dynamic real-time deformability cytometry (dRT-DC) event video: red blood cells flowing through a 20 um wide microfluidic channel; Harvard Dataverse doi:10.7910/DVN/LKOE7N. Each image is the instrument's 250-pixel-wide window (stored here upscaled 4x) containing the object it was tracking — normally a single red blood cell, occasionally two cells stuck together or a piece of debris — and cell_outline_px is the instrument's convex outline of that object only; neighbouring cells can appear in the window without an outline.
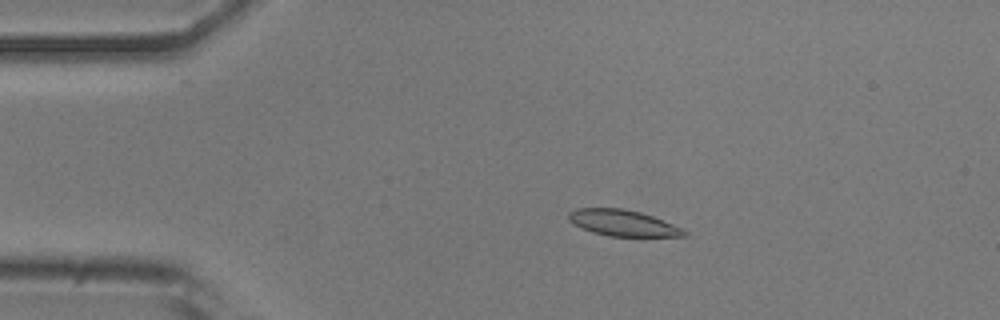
{"species": "common noctule bat (a hibernating species)", "species_latin": "Nyctalus noctula", "temperature_condition": "room temperature", "stored_images_in_passage": 52, "camera_frame_rate_fps": 3000, "um_per_image_px": 0.085, "animal": {"sex": "male", "body_mass_g": 20.5, "forearm_length_mm": 52.5}, "frame": {"image": 1, "passage_image": 10, "time_ms": 3.0, "image_size_px": [1000, 320], "cell_outline_px": [[688, 236], [608, 236], [592, 232], [568, 220], [568, 212], [576, 208], [620, 208], [640, 212], [652, 216], [684, 228], [688, 232]], "centroid_in_image_um": [52.97, 18.95], "position_along_channel_um": 32.0, "area_um2": 17.51}}
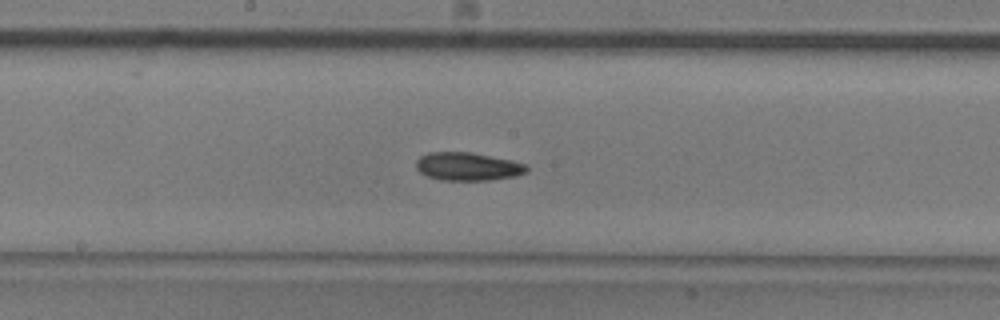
{"frame": {"image": 2, "passage_image": 27, "time_ms": 8.667, "image_size_px": [1000, 320], "cell_outline_px": [[528, 172], [516, 176], [492, 180], [440, 180], [428, 176], [420, 172], [416, 168], [416, 160], [420, 156], [428, 152], [468, 152], [512, 160], [524, 164], [528, 168]], "centroid_in_image_um": [39.75, 14.16], "position_along_channel_um": 208.4, "area_um2": 18.15}}
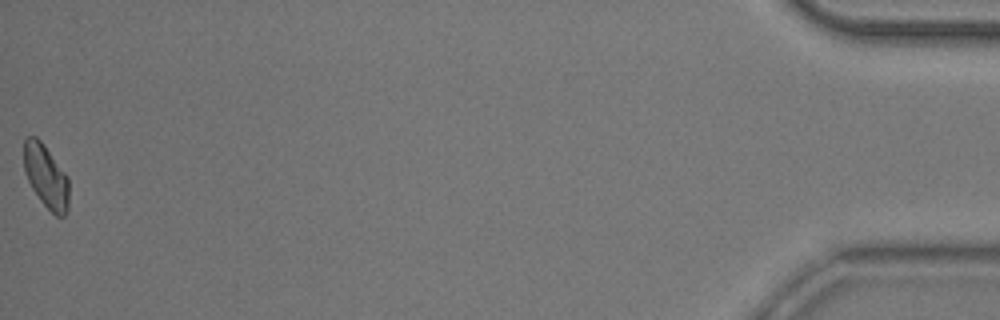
{"frame": {"image": 3, "passage_image": 52, "time_ms": 17.0, "image_size_px": [1000, 320], "cell_outline_px": [[68, 212], [64, 216], [56, 216], [40, 200], [32, 188], [24, 172], [24, 140], [28, 136], [36, 136], [44, 144], [68, 176]], "centroid_in_image_um": [3.91, 14.98], "position_along_channel_um": 431.3, "area_um2": 16.65}, "authors_computed_cell_mechanics": {"area_um2": 17.629, "velocity_mm_per_s": 3.869, "shape_relaxation_time_tau1_ms": 5.4242, "shape_relaxation_time_tau2_ms": null, "deformation_change_tau1": 0.1204, "deformation_change_tau2": null}}